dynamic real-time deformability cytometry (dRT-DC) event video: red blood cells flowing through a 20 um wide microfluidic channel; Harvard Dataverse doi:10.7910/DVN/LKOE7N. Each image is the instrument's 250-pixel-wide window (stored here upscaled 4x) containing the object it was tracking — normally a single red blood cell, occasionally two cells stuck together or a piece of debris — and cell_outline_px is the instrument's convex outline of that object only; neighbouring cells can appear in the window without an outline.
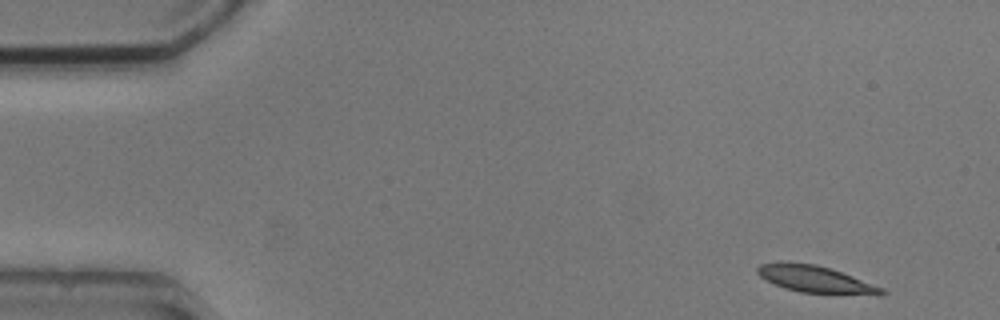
{"species": "common noctule bat (a hibernating species)", "species_latin": "Nyctalus noctula", "temperature_condition": "cold", "stored_images_in_passage": 4, "camera_frame_rate_fps": 3000, "um_per_image_px": 0.085, "animal": {"sex": "male", "body_mass_g": 20.5, "forearm_length_mm": 52.5}, "frame": {"image": 1, "passage_image": 1, "time_ms": 0.0, "image_size_px": [1000, 320], "cell_outline_px": [[888, 292], [884, 296], [880, 296], [800, 292], [784, 288], [760, 276], [756, 272], [756, 268], [760, 264], [816, 264], [852, 276], [884, 288]], "centroid_in_image_um": [69.46, 23.79], "position_along_channel_um": 15.5, "area_um2": 19.02}}
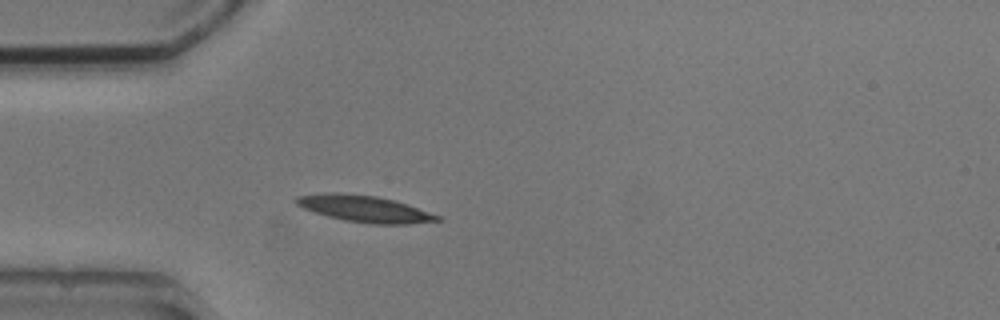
{"frame": {"image": 2, "passage_image": 4, "time_ms": 3.667, "image_size_px": [1000, 320], "cell_outline_px": [[444, 220], [408, 224], [372, 224], [344, 220], [328, 216], [304, 208], [296, 204], [292, 200], [296, 196], [324, 192], [336, 192], [376, 196], [396, 200], [408, 204], [440, 216]], "centroid_in_image_um": [30.98, 17.73], "position_along_channel_um": 54.0, "area_um2": 21.96}}